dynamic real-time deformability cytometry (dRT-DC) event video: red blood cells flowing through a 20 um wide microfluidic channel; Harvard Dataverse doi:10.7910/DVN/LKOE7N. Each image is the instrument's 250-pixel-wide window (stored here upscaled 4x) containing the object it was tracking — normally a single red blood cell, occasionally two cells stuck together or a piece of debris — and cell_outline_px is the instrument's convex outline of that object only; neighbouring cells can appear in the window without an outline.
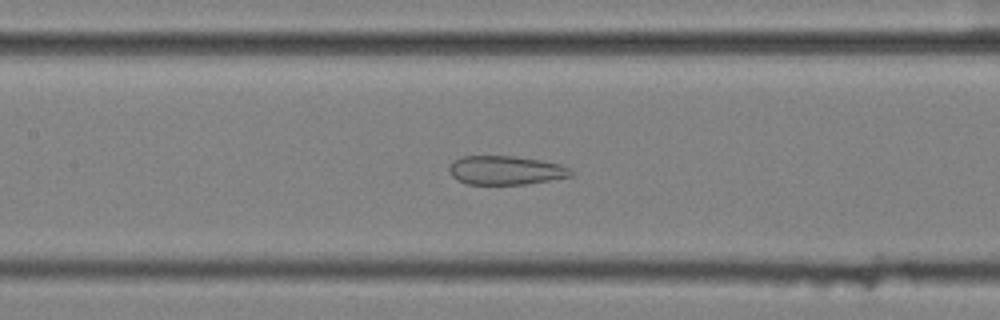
{"species": "common noctule bat (a hibernating species)", "species_latin": "Nyctalus noctula", "temperature_condition": "cold", "stored_images_in_passage": 39, "camera_frame_rate_fps": 3000, "um_per_image_px": 0.085, "animal": {"sex": "female", "body_mass_g": 25.1}, "frame": {"image": 1, "passage_image": 9, "time_ms": 2.667, "image_size_px": [1000, 320], "cell_outline_px": [[572, 176], [524, 184], [468, 184], [456, 180], [448, 172], [448, 168], [460, 156], [516, 156], [540, 160], [560, 164], [568, 168], [572, 172]], "centroid_in_image_um": [42.95, 14.47], "position_along_channel_um": 164.5, "area_um2": 20.35}}
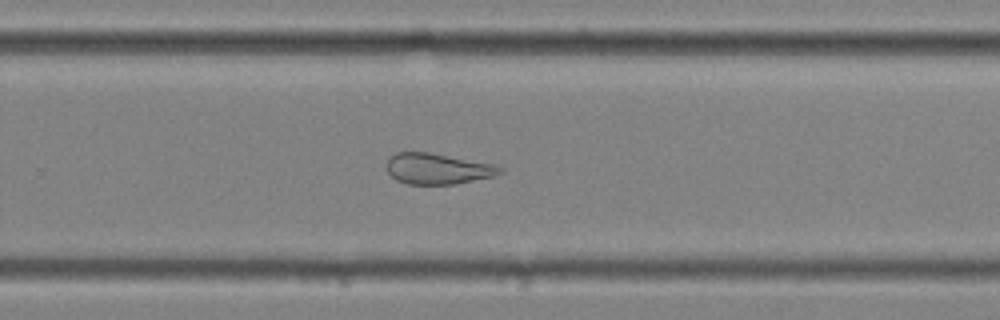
{"frame": {"image": 2, "passage_image": 20, "time_ms": 6.333, "image_size_px": [1000, 320], "cell_outline_px": [[504, 172], [496, 176], [452, 184], [408, 184], [396, 180], [388, 172], [384, 164], [396, 152], [428, 152], [496, 164], [504, 168]], "centroid_in_image_um": [37.23, 14.34], "position_along_channel_um": 292.6, "area_um2": 20.52}}
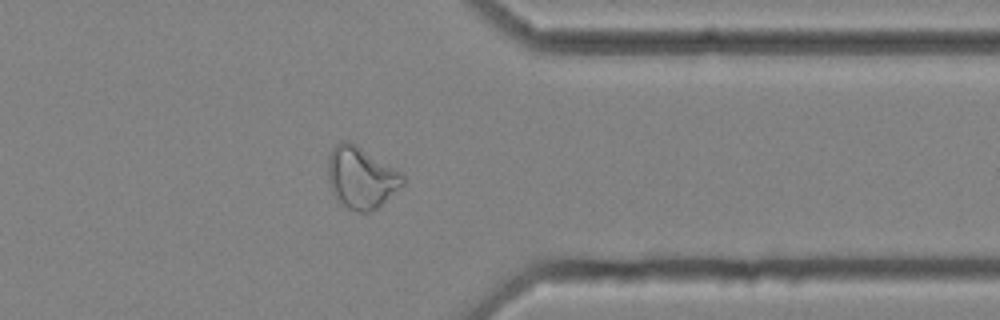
{"frame": {"image": 3, "passage_image": 28, "time_ms": 9.0, "image_size_px": [1000, 320], "cell_outline_px": [[404, 184], [372, 212], [356, 212], [348, 208], [336, 200], [332, 192], [328, 180], [328, 156], [332, 148], [340, 140], [348, 140], [356, 144], [400, 172], [404, 176]], "centroid_in_image_um": [30.66, 15.09], "position_along_channel_um": 380.7, "area_um2": 26.88}, "authors_computed_cell_mechanics": {"area_um2": 22.9466, "velocity_mm_per_s": 3.5105, "shape_relaxation_time_tau1_ms": null, "shape_relaxation_time_tau2_ms": 2.273, "deformation_change_tau1": null, "deformation_change_tau2": 0.0958}}